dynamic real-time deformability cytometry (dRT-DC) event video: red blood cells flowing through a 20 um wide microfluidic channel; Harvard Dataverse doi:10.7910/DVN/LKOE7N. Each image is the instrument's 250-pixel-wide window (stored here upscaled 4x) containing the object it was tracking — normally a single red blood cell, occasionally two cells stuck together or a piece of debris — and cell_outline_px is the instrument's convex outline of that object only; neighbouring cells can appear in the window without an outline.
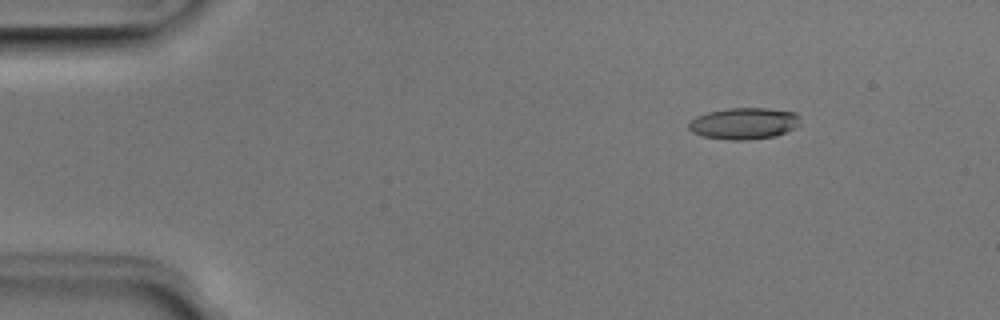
{"species": "Egyptian fruit bat (a non-hibernating species)", "species_latin": "Rousettus aegyptiacus", "temperature_condition": "room temperature", "stored_images_in_passage": 4, "camera_frame_rate_fps": 3000, "um_per_image_px": 0.085, "animal": {"sex": "male"}, "frame": {"image": 1, "passage_image": 2, "time_ms": 0.333, "image_size_px": [1000, 320], "cell_outline_px": [[800, 124], [796, 128], [776, 136], [748, 140], [728, 140], [704, 136], [692, 132], [688, 128], [688, 124], [696, 116], [708, 112], [728, 108], [764, 108], [796, 112], [800, 116]], "centroid_in_image_um": [63.27, 10.49], "position_along_channel_um": 21.7, "area_um2": 20.63}}